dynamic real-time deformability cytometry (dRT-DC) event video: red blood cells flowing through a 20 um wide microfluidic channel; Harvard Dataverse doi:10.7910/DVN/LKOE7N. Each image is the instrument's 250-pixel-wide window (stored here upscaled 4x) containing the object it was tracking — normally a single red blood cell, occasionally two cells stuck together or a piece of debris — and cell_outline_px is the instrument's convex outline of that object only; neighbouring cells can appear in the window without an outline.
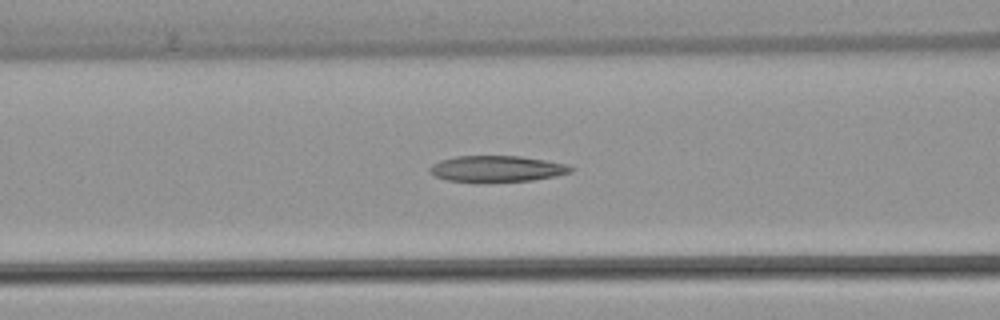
{"species": "common noctule bat (a hibernating species)", "species_latin": "Nyctalus noctula", "temperature_condition": "warm", "stored_images_in_passage": 43, "camera_frame_rate_fps": 3000, "um_per_image_px": 0.085, "animal": {"sex": "female", "body_mass_g": 22.7, "forearm_length_mm": 54.2}, "frame": {"image": 1, "passage_image": 11, "time_ms": 3.333, "image_size_px": [1000, 320], "cell_outline_px": [[576, 168], [572, 172], [556, 176], [532, 180], [484, 184], [476, 184], [448, 180], [436, 176], [428, 172], [428, 168], [432, 164], [440, 160], [456, 156], [520, 156], [568, 164]], "centroid_in_image_um": [42.22, 14.38], "position_along_channel_um": 124.4, "area_um2": 22.31}}
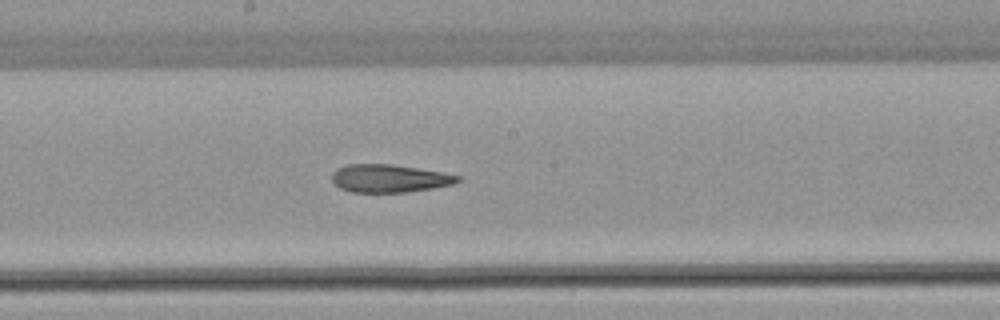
{"frame": {"image": 2, "passage_image": 18, "time_ms": 5.667, "image_size_px": [1000, 320], "cell_outline_px": [[460, 180], [456, 184], [408, 192], [352, 192], [340, 188], [332, 180], [332, 172], [336, 168], [348, 164], [392, 164], [444, 172], [460, 176]], "centroid_in_image_um": [33.11, 15.16], "position_along_channel_um": 215.1, "area_um2": 20.58}}
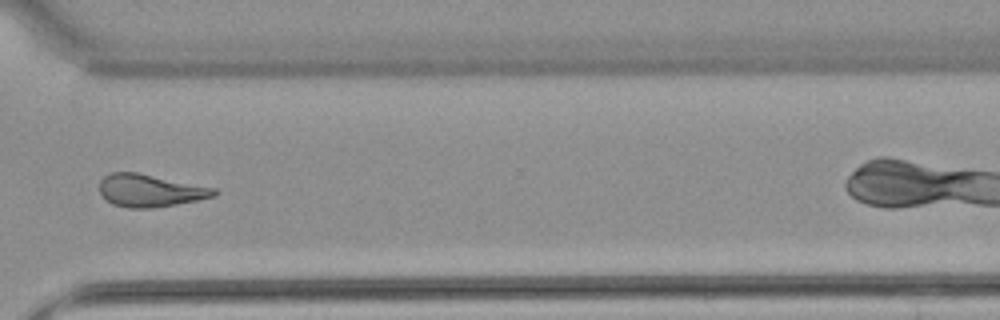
{"frame": {"image": 3, "passage_image": 29, "time_ms": 9.333, "image_size_px": [1000, 320], "cell_outline_px": [[220, 192], [216, 196], [200, 200], [152, 208], [128, 208], [112, 204], [100, 192], [100, 180], [104, 176], [112, 172], [136, 172], [216, 188]], "centroid_in_image_um": [12.8, 16.2], "position_along_channel_um": 357.8, "area_um2": 21.73}, "authors_computed_cell_mechanics": {"area_um2": 21.7328, "velocity_mm_per_s": 3.8882, "shape_relaxation_time_tau1_ms": null, "shape_relaxation_time_tau2_ms": 5.1525, "deformation_change_tau1": null, "deformation_change_tau2": 0.1493}}